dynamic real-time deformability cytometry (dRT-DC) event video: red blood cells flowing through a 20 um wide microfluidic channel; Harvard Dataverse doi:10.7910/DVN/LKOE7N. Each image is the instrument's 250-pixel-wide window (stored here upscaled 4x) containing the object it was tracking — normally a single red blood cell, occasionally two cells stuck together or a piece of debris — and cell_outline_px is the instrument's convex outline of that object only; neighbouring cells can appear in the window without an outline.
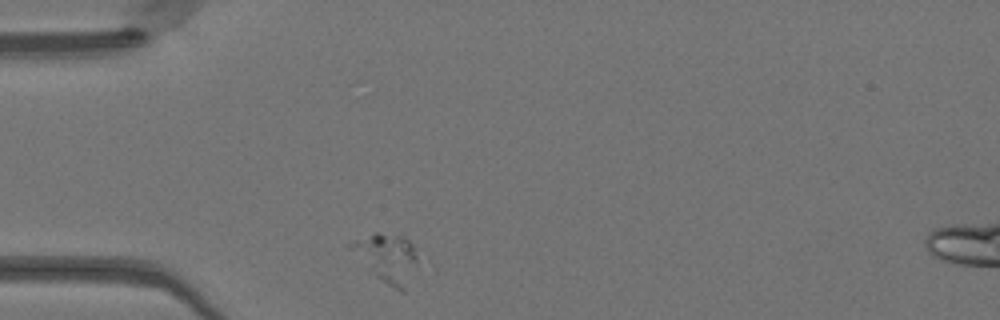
{"species": "Egyptian fruit bat (a non-hibernating species)", "species_latin": "Rousettus aegyptiacus", "temperature_condition": "warm", "stored_images_in_passage": 39, "camera_frame_rate_fps": 3000, "um_per_image_px": 0.085, "animal": {"sex": "female"}, "frame": {"image": 1, "passage_image": 1, "time_ms": 0.0, "image_size_px": [1000, 320], "cell_outline_px": [[416, 260], [404, 292], [400, 292], [376, 276], [348, 248], [348, 244], [352, 240], [376, 232], [380, 232], [404, 236], [412, 244], [416, 256]], "centroid_in_image_um": [32.84, 21.87], "position_along_channel_um": 52.2, "area_um2": 18.32}}
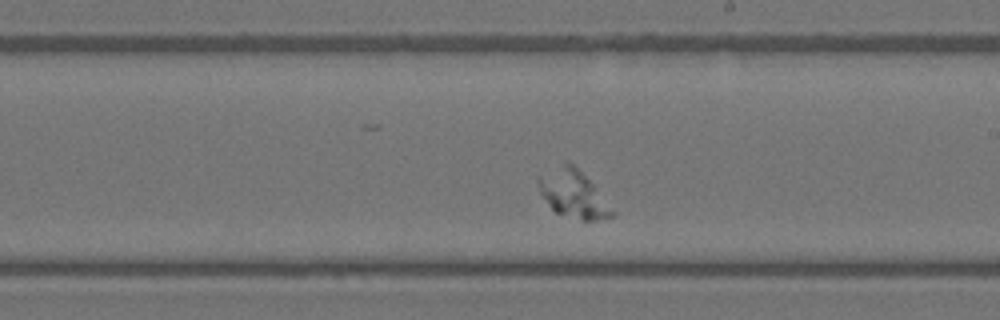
{"frame": {"image": 2, "passage_image": 17, "time_ms": 5.333, "image_size_px": [1000, 320], "cell_outline_px": [[616, 212], [612, 216], [592, 220], [584, 220], [556, 212], [552, 208], [540, 192], [536, 180], [536, 176], [564, 160], [568, 160], [592, 184]], "centroid_in_image_um": [48.66, 16.42], "position_along_channel_um": 240.3, "area_um2": 20.11}}
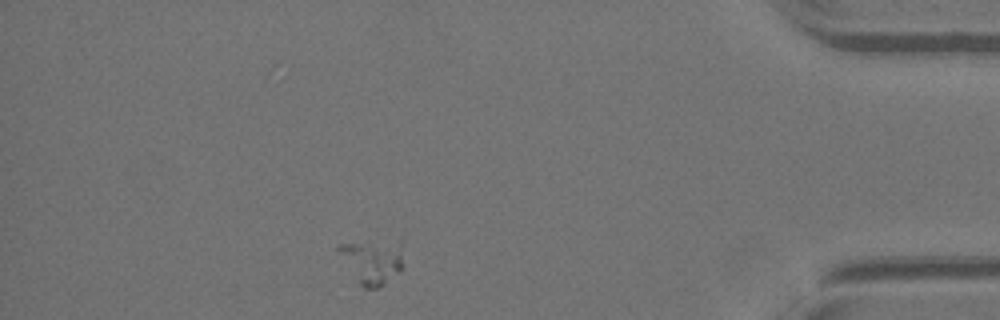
{"frame": {"image": 3, "passage_image": 33, "time_ms": 10.667, "image_size_px": [1000, 320], "cell_outline_px": [[400, 272], [384, 284], [376, 288], [364, 288], [360, 284], [336, 252], [336, 244], [400, 236]], "centroid_in_image_um": [31.62, 22.11], "position_along_channel_um": 403.6, "area_um2": 17.4}}